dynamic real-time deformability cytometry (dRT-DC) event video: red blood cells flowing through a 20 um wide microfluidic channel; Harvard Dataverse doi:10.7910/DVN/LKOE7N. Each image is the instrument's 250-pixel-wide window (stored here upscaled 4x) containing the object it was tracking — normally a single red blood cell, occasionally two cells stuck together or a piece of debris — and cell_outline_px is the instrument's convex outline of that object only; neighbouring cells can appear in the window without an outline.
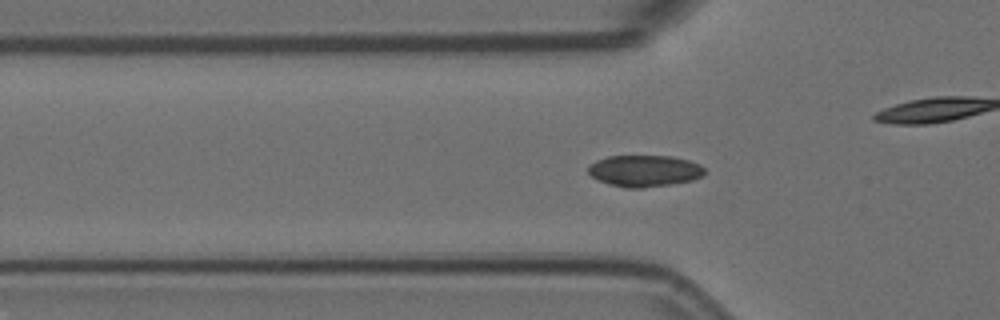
{"species": "Egyptian fruit bat (a non-hibernating species)", "species_latin": "Rousettus aegyptiacus", "temperature_condition": "room temperature", "stored_images_in_passage": 40, "camera_frame_rate_fps": 3000, "um_per_image_px": 0.085, "animal": {"sex": "female"}, "frame": {"image": 1, "passage_image": 5, "time_ms": 1.333, "image_size_px": [1000, 320], "cell_outline_px": [[704, 176], [692, 180], [644, 188], [624, 188], [608, 184], [596, 180], [588, 172], [588, 168], [596, 160], [608, 156], [672, 156], [688, 160], [700, 164], [704, 168]], "centroid_in_image_um": [54.77, 14.53], "position_along_channel_um": 71.0, "area_um2": 21.44}}
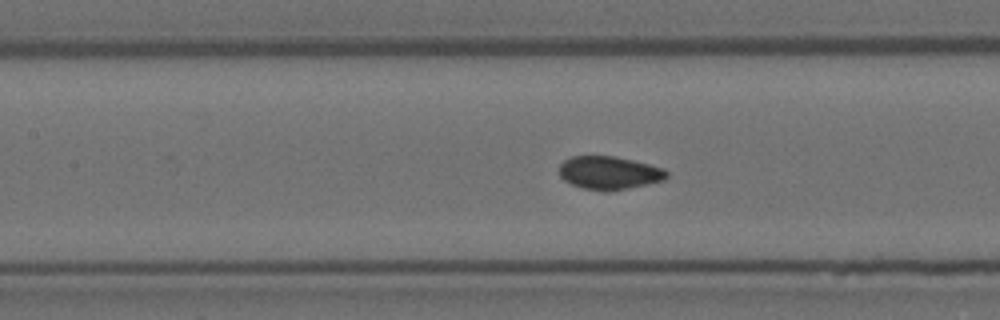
{"frame": {"image": 2, "passage_image": 12, "time_ms": 3.667, "image_size_px": [1000, 320], "cell_outline_px": [[668, 176], [664, 180], [648, 184], [608, 192], [604, 192], [584, 188], [572, 184], [564, 180], [560, 176], [560, 164], [564, 160], [572, 156], [612, 156], [632, 160], [664, 168], [668, 172]], "centroid_in_image_um": [51.79, 14.7], "position_along_channel_um": 155.6, "area_um2": 20.75}}
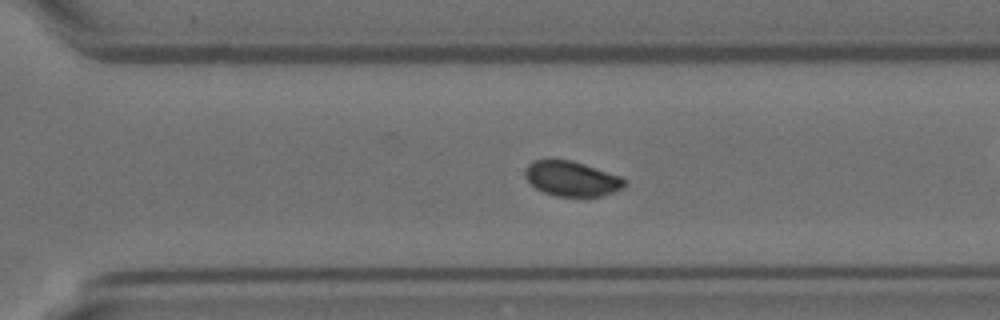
{"frame": {"image": 3, "passage_image": 26, "time_ms": 8.333, "image_size_px": [1000, 320], "cell_outline_px": [[628, 184], [612, 192], [600, 196], [556, 196], [544, 192], [536, 188], [528, 180], [524, 172], [528, 164], [532, 160], [552, 156], [572, 160], [624, 176], [628, 180]], "centroid_in_image_um": [48.6, 15.13], "position_along_channel_um": 322.0, "area_um2": 20.92}, "authors_computed_cell_mechanics": {"area_um2": 20.7213, "velocity_mm_per_s": 3.5849, "shape_relaxation_time_tau1_ms": 4.8393, "shape_relaxation_time_tau2_ms": null, "deformation_change_tau1": 0.1034, "deformation_change_tau2": null}}